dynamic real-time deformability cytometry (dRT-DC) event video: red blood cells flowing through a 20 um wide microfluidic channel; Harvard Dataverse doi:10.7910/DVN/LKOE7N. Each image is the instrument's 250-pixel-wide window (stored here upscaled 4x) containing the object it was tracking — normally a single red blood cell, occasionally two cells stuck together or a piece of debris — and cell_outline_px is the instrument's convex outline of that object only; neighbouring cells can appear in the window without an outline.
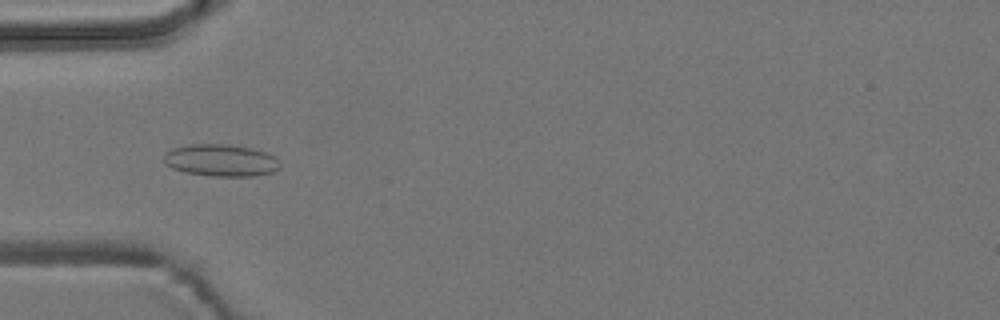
{"species": "common noctule bat (a hibernating species)", "species_latin": "Nyctalus noctula", "temperature_condition": "room temperature", "stored_images_in_passage": 8, "camera_frame_rate_fps": 3000, "um_per_image_px": 0.085, "animal": {"sex": "male", "body_mass_g": 19.2, "forearm_length_mm": 51.8}, "frame": {"image": 1, "passage_image": 4, "time_ms": 3.667, "image_size_px": [1000, 320], "cell_outline_px": [[280, 168], [272, 172], [252, 176], [212, 176], [184, 172], [172, 168], [164, 164], [164, 152], [172, 148], [192, 144], [228, 144], [252, 148], [268, 152], [276, 156], [280, 164]], "centroid_in_image_um": [18.78, 13.62], "position_along_channel_um": 66.2, "area_um2": 21.96}}
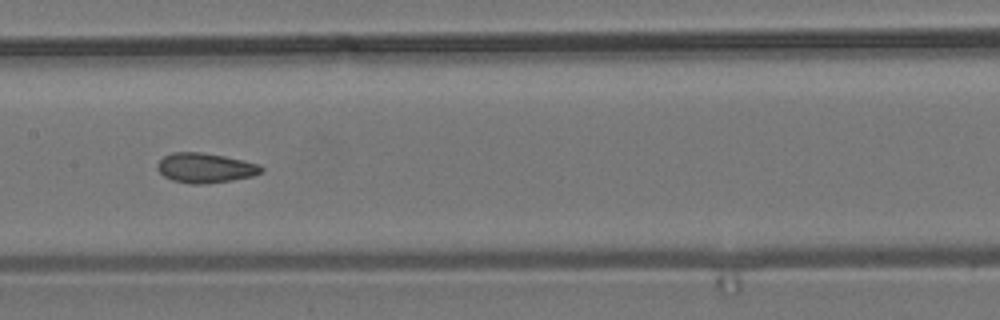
{"frame": {"image": 2, "passage_image": 7, "time_ms": 7.0, "image_size_px": [1000, 320], "cell_outline_px": [[264, 172], [252, 176], [232, 180], [204, 184], [192, 184], [172, 180], [164, 176], [156, 168], [156, 164], [164, 156], [172, 152], [200, 152], [224, 156], [260, 164], [264, 168]], "centroid_in_image_um": [17.45, 14.27], "position_along_channel_um": 189.9, "area_um2": 18.09}}
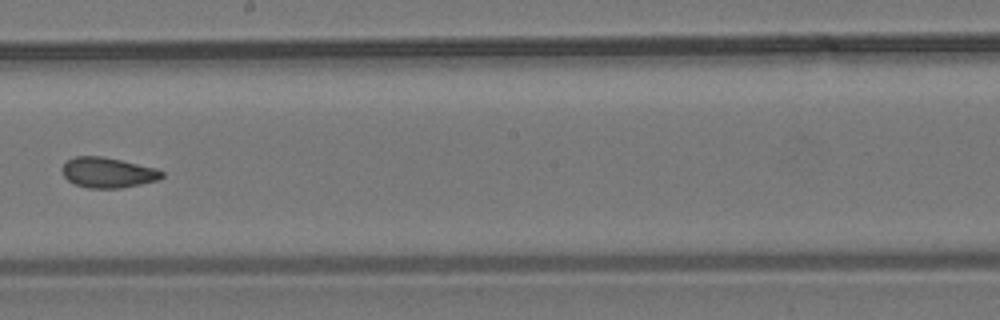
{"frame": {"image": 3, "passage_image": 8, "time_ms": 8.333, "image_size_px": [1000, 320], "cell_outline_px": [[164, 176], [156, 180], [140, 184], [120, 188], [88, 188], [76, 184], [68, 180], [64, 176], [60, 168], [68, 160], [76, 156], [104, 156], [156, 168], [164, 172]], "centroid_in_image_um": [9.16, 14.66], "position_along_channel_um": 239.0, "area_um2": 17.57}}